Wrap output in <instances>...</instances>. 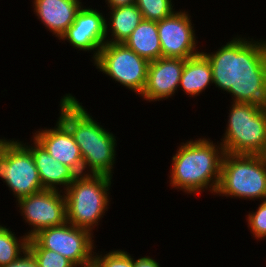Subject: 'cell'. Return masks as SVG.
I'll return each instance as SVG.
<instances>
[{
	"label": "cell",
	"mask_w": 266,
	"mask_h": 267,
	"mask_svg": "<svg viewBox=\"0 0 266 267\" xmlns=\"http://www.w3.org/2000/svg\"><path fill=\"white\" fill-rule=\"evenodd\" d=\"M248 227L257 240L266 239V200L259 204L255 212L247 215Z\"/></svg>",
	"instance_id": "cell-24"
},
{
	"label": "cell",
	"mask_w": 266,
	"mask_h": 267,
	"mask_svg": "<svg viewBox=\"0 0 266 267\" xmlns=\"http://www.w3.org/2000/svg\"><path fill=\"white\" fill-rule=\"evenodd\" d=\"M217 145L205 137L181 143L172 157L171 187L188 194L209 190L215 195L225 153L223 146Z\"/></svg>",
	"instance_id": "cell-3"
},
{
	"label": "cell",
	"mask_w": 266,
	"mask_h": 267,
	"mask_svg": "<svg viewBox=\"0 0 266 267\" xmlns=\"http://www.w3.org/2000/svg\"><path fill=\"white\" fill-rule=\"evenodd\" d=\"M258 155L260 156L262 161L266 164V142H265L263 150Z\"/></svg>",
	"instance_id": "cell-28"
},
{
	"label": "cell",
	"mask_w": 266,
	"mask_h": 267,
	"mask_svg": "<svg viewBox=\"0 0 266 267\" xmlns=\"http://www.w3.org/2000/svg\"><path fill=\"white\" fill-rule=\"evenodd\" d=\"M210 84H213V77L208 59L202 53L185 59L179 88L181 87L186 95L195 97L200 96Z\"/></svg>",
	"instance_id": "cell-18"
},
{
	"label": "cell",
	"mask_w": 266,
	"mask_h": 267,
	"mask_svg": "<svg viewBox=\"0 0 266 267\" xmlns=\"http://www.w3.org/2000/svg\"><path fill=\"white\" fill-rule=\"evenodd\" d=\"M133 267H160L159 263L150 256L133 258Z\"/></svg>",
	"instance_id": "cell-26"
},
{
	"label": "cell",
	"mask_w": 266,
	"mask_h": 267,
	"mask_svg": "<svg viewBox=\"0 0 266 267\" xmlns=\"http://www.w3.org/2000/svg\"><path fill=\"white\" fill-rule=\"evenodd\" d=\"M231 103L226 131L219 144L225 153L258 155L266 142V107Z\"/></svg>",
	"instance_id": "cell-6"
},
{
	"label": "cell",
	"mask_w": 266,
	"mask_h": 267,
	"mask_svg": "<svg viewBox=\"0 0 266 267\" xmlns=\"http://www.w3.org/2000/svg\"><path fill=\"white\" fill-rule=\"evenodd\" d=\"M77 100L72 94H65L60 99L58 119L70 130L79 146L83 174L112 177L117 155L116 136L103 128Z\"/></svg>",
	"instance_id": "cell-2"
},
{
	"label": "cell",
	"mask_w": 266,
	"mask_h": 267,
	"mask_svg": "<svg viewBox=\"0 0 266 267\" xmlns=\"http://www.w3.org/2000/svg\"><path fill=\"white\" fill-rule=\"evenodd\" d=\"M96 69L115 82L141 95L146 85L149 61L123 43L106 42L94 60Z\"/></svg>",
	"instance_id": "cell-8"
},
{
	"label": "cell",
	"mask_w": 266,
	"mask_h": 267,
	"mask_svg": "<svg viewBox=\"0 0 266 267\" xmlns=\"http://www.w3.org/2000/svg\"><path fill=\"white\" fill-rule=\"evenodd\" d=\"M93 263L96 267H133V257L124 250H112L98 255L94 253Z\"/></svg>",
	"instance_id": "cell-23"
},
{
	"label": "cell",
	"mask_w": 266,
	"mask_h": 267,
	"mask_svg": "<svg viewBox=\"0 0 266 267\" xmlns=\"http://www.w3.org/2000/svg\"><path fill=\"white\" fill-rule=\"evenodd\" d=\"M52 129L41 128L33 137L57 161L72 168L78 175L83 174V159L70 130L58 119Z\"/></svg>",
	"instance_id": "cell-14"
},
{
	"label": "cell",
	"mask_w": 266,
	"mask_h": 267,
	"mask_svg": "<svg viewBox=\"0 0 266 267\" xmlns=\"http://www.w3.org/2000/svg\"><path fill=\"white\" fill-rule=\"evenodd\" d=\"M109 8L128 6L135 4L136 0H105Z\"/></svg>",
	"instance_id": "cell-27"
},
{
	"label": "cell",
	"mask_w": 266,
	"mask_h": 267,
	"mask_svg": "<svg viewBox=\"0 0 266 267\" xmlns=\"http://www.w3.org/2000/svg\"><path fill=\"white\" fill-rule=\"evenodd\" d=\"M190 18L188 11L180 10L157 21L162 57L189 59L201 53Z\"/></svg>",
	"instance_id": "cell-11"
},
{
	"label": "cell",
	"mask_w": 266,
	"mask_h": 267,
	"mask_svg": "<svg viewBox=\"0 0 266 267\" xmlns=\"http://www.w3.org/2000/svg\"><path fill=\"white\" fill-rule=\"evenodd\" d=\"M108 9H110V17L105 18L106 42L124 43L143 20V15L136 4ZM109 32L112 39L108 36Z\"/></svg>",
	"instance_id": "cell-17"
},
{
	"label": "cell",
	"mask_w": 266,
	"mask_h": 267,
	"mask_svg": "<svg viewBox=\"0 0 266 267\" xmlns=\"http://www.w3.org/2000/svg\"><path fill=\"white\" fill-rule=\"evenodd\" d=\"M17 205L25 223L33 228L26 234L29 238L44 228L67 222L66 198L62 191L43 189L19 199Z\"/></svg>",
	"instance_id": "cell-10"
},
{
	"label": "cell",
	"mask_w": 266,
	"mask_h": 267,
	"mask_svg": "<svg viewBox=\"0 0 266 267\" xmlns=\"http://www.w3.org/2000/svg\"><path fill=\"white\" fill-rule=\"evenodd\" d=\"M185 59L161 57L150 61L146 85L140 96L146 101L171 98L179 88Z\"/></svg>",
	"instance_id": "cell-13"
},
{
	"label": "cell",
	"mask_w": 266,
	"mask_h": 267,
	"mask_svg": "<svg viewBox=\"0 0 266 267\" xmlns=\"http://www.w3.org/2000/svg\"><path fill=\"white\" fill-rule=\"evenodd\" d=\"M77 0H34V14L37 19L58 39L75 21L76 14L82 8Z\"/></svg>",
	"instance_id": "cell-16"
},
{
	"label": "cell",
	"mask_w": 266,
	"mask_h": 267,
	"mask_svg": "<svg viewBox=\"0 0 266 267\" xmlns=\"http://www.w3.org/2000/svg\"><path fill=\"white\" fill-rule=\"evenodd\" d=\"M123 44L149 62L162 57L157 21L143 19Z\"/></svg>",
	"instance_id": "cell-19"
},
{
	"label": "cell",
	"mask_w": 266,
	"mask_h": 267,
	"mask_svg": "<svg viewBox=\"0 0 266 267\" xmlns=\"http://www.w3.org/2000/svg\"><path fill=\"white\" fill-rule=\"evenodd\" d=\"M216 194L266 200V164L259 155L224 153Z\"/></svg>",
	"instance_id": "cell-5"
},
{
	"label": "cell",
	"mask_w": 266,
	"mask_h": 267,
	"mask_svg": "<svg viewBox=\"0 0 266 267\" xmlns=\"http://www.w3.org/2000/svg\"><path fill=\"white\" fill-rule=\"evenodd\" d=\"M93 233L66 222L60 226L44 228L33 238L44 248L53 250L72 261L77 267L93 263ZM93 253V254H92Z\"/></svg>",
	"instance_id": "cell-9"
},
{
	"label": "cell",
	"mask_w": 266,
	"mask_h": 267,
	"mask_svg": "<svg viewBox=\"0 0 266 267\" xmlns=\"http://www.w3.org/2000/svg\"><path fill=\"white\" fill-rule=\"evenodd\" d=\"M14 233L0 225V267L18 260L27 252L29 237L25 233L18 238Z\"/></svg>",
	"instance_id": "cell-20"
},
{
	"label": "cell",
	"mask_w": 266,
	"mask_h": 267,
	"mask_svg": "<svg viewBox=\"0 0 266 267\" xmlns=\"http://www.w3.org/2000/svg\"><path fill=\"white\" fill-rule=\"evenodd\" d=\"M27 251L33 256L38 267H77L63 255L44 249L33 237L29 238Z\"/></svg>",
	"instance_id": "cell-21"
},
{
	"label": "cell",
	"mask_w": 266,
	"mask_h": 267,
	"mask_svg": "<svg viewBox=\"0 0 266 267\" xmlns=\"http://www.w3.org/2000/svg\"><path fill=\"white\" fill-rule=\"evenodd\" d=\"M0 177L17 201L43 190L33 155L19 140L0 139Z\"/></svg>",
	"instance_id": "cell-7"
},
{
	"label": "cell",
	"mask_w": 266,
	"mask_h": 267,
	"mask_svg": "<svg viewBox=\"0 0 266 267\" xmlns=\"http://www.w3.org/2000/svg\"><path fill=\"white\" fill-rule=\"evenodd\" d=\"M83 267H96V265L94 263L87 265V266H83Z\"/></svg>",
	"instance_id": "cell-29"
},
{
	"label": "cell",
	"mask_w": 266,
	"mask_h": 267,
	"mask_svg": "<svg viewBox=\"0 0 266 267\" xmlns=\"http://www.w3.org/2000/svg\"><path fill=\"white\" fill-rule=\"evenodd\" d=\"M201 53L211 64L213 84L233 102L266 107V39L237 35L216 52Z\"/></svg>",
	"instance_id": "cell-1"
},
{
	"label": "cell",
	"mask_w": 266,
	"mask_h": 267,
	"mask_svg": "<svg viewBox=\"0 0 266 267\" xmlns=\"http://www.w3.org/2000/svg\"><path fill=\"white\" fill-rule=\"evenodd\" d=\"M32 140L33 146L32 144L31 146L28 143L26 144V142L23 144L33 155L43 189L65 191L78 174L69 166L52 157L34 137H32ZM58 186L63 187V189L61 190Z\"/></svg>",
	"instance_id": "cell-15"
},
{
	"label": "cell",
	"mask_w": 266,
	"mask_h": 267,
	"mask_svg": "<svg viewBox=\"0 0 266 267\" xmlns=\"http://www.w3.org/2000/svg\"><path fill=\"white\" fill-rule=\"evenodd\" d=\"M172 0H136L144 20L160 21L175 12ZM173 4V5H172Z\"/></svg>",
	"instance_id": "cell-22"
},
{
	"label": "cell",
	"mask_w": 266,
	"mask_h": 267,
	"mask_svg": "<svg viewBox=\"0 0 266 267\" xmlns=\"http://www.w3.org/2000/svg\"><path fill=\"white\" fill-rule=\"evenodd\" d=\"M78 11L75 21L59 40H66L73 47L83 51H93V61L98 57L99 50L106 43L105 16L97 9L89 7Z\"/></svg>",
	"instance_id": "cell-12"
},
{
	"label": "cell",
	"mask_w": 266,
	"mask_h": 267,
	"mask_svg": "<svg viewBox=\"0 0 266 267\" xmlns=\"http://www.w3.org/2000/svg\"><path fill=\"white\" fill-rule=\"evenodd\" d=\"M2 267H38L33 256L27 251L18 260Z\"/></svg>",
	"instance_id": "cell-25"
},
{
	"label": "cell",
	"mask_w": 266,
	"mask_h": 267,
	"mask_svg": "<svg viewBox=\"0 0 266 267\" xmlns=\"http://www.w3.org/2000/svg\"><path fill=\"white\" fill-rule=\"evenodd\" d=\"M112 178L106 175H78L63 191L67 222L92 233L109 209Z\"/></svg>",
	"instance_id": "cell-4"
}]
</instances>
